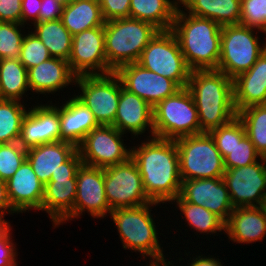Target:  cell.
<instances>
[{
    "label": "cell",
    "instance_id": "836d02e7",
    "mask_svg": "<svg viewBox=\"0 0 266 266\" xmlns=\"http://www.w3.org/2000/svg\"><path fill=\"white\" fill-rule=\"evenodd\" d=\"M22 103L0 100V144L19 141L22 121L28 112Z\"/></svg>",
    "mask_w": 266,
    "mask_h": 266
},
{
    "label": "cell",
    "instance_id": "7c38bea8",
    "mask_svg": "<svg viewBox=\"0 0 266 266\" xmlns=\"http://www.w3.org/2000/svg\"><path fill=\"white\" fill-rule=\"evenodd\" d=\"M104 187L111 210L152 202L144 190L137 164L131 158L125 163L104 168Z\"/></svg>",
    "mask_w": 266,
    "mask_h": 266
},
{
    "label": "cell",
    "instance_id": "f5cc1de1",
    "mask_svg": "<svg viewBox=\"0 0 266 266\" xmlns=\"http://www.w3.org/2000/svg\"><path fill=\"white\" fill-rule=\"evenodd\" d=\"M0 100H2V94H1V90H0Z\"/></svg>",
    "mask_w": 266,
    "mask_h": 266
},
{
    "label": "cell",
    "instance_id": "d590c367",
    "mask_svg": "<svg viewBox=\"0 0 266 266\" xmlns=\"http://www.w3.org/2000/svg\"><path fill=\"white\" fill-rule=\"evenodd\" d=\"M22 24L0 22V59H19L25 34Z\"/></svg>",
    "mask_w": 266,
    "mask_h": 266
},
{
    "label": "cell",
    "instance_id": "52a82bcc",
    "mask_svg": "<svg viewBox=\"0 0 266 266\" xmlns=\"http://www.w3.org/2000/svg\"><path fill=\"white\" fill-rule=\"evenodd\" d=\"M181 180L222 178L224 159L208 132L175 140Z\"/></svg>",
    "mask_w": 266,
    "mask_h": 266
},
{
    "label": "cell",
    "instance_id": "ac0fdd59",
    "mask_svg": "<svg viewBox=\"0 0 266 266\" xmlns=\"http://www.w3.org/2000/svg\"><path fill=\"white\" fill-rule=\"evenodd\" d=\"M39 104L28 108L22 121L19 144L25 148L61 141L59 105Z\"/></svg>",
    "mask_w": 266,
    "mask_h": 266
},
{
    "label": "cell",
    "instance_id": "d6a6232c",
    "mask_svg": "<svg viewBox=\"0 0 266 266\" xmlns=\"http://www.w3.org/2000/svg\"><path fill=\"white\" fill-rule=\"evenodd\" d=\"M237 117L256 151L266 157V104L244 108L237 113Z\"/></svg>",
    "mask_w": 266,
    "mask_h": 266
},
{
    "label": "cell",
    "instance_id": "ffe728a7",
    "mask_svg": "<svg viewBox=\"0 0 266 266\" xmlns=\"http://www.w3.org/2000/svg\"><path fill=\"white\" fill-rule=\"evenodd\" d=\"M113 126L120 132L137 137L147 131L154 137L153 107L124 87L121 88L119 104Z\"/></svg>",
    "mask_w": 266,
    "mask_h": 266
},
{
    "label": "cell",
    "instance_id": "f546056e",
    "mask_svg": "<svg viewBox=\"0 0 266 266\" xmlns=\"http://www.w3.org/2000/svg\"><path fill=\"white\" fill-rule=\"evenodd\" d=\"M32 31L46 46L50 55L55 58L69 60L73 36L63 25L61 19L37 22Z\"/></svg>",
    "mask_w": 266,
    "mask_h": 266
},
{
    "label": "cell",
    "instance_id": "9a60e30c",
    "mask_svg": "<svg viewBox=\"0 0 266 266\" xmlns=\"http://www.w3.org/2000/svg\"><path fill=\"white\" fill-rule=\"evenodd\" d=\"M68 63L76 76L115 72L108 64L104 45V26L84 30L73 36Z\"/></svg>",
    "mask_w": 266,
    "mask_h": 266
},
{
    "label": "cell",
    "instance_id": "d4e9b609",
    "mask_svg": "<svg viewBox=\"0 0 266 266\" xmlns=\"http://www.w3.org/2000/svg\"><path fill=\"white\" fill-rule=\"evenodd\" d=\"M76 151V145L58 141L28 148L26 159L38 179L45 185L50 181L51 175L60 168V164L66 162Z\"/></svg>",
    "mask_w": 266,
    "mask_h": 266
},
{
    "label": "cell",
    "instance_id": "9c48e42d",
    "mask_svg": "<svg viewBox=\"0 0 266 266\" xmlns=\"http://www.w3.org/2000/svg\"><path fill=\"white\" fill-rule=\"evenodd\" d=\"M137 63L175 81L181 88L187 87L191 70L171 30L158 31L143 50Z\"/></svg>",
    "mask_w": 266,
    "mask_h": 266
},
{
    "label": "cell",
    "instance_id": "484cf974",
    "mask_svg": "<svg viewBox=\"0 0 266 266\" xmlns=\"http://www.w3.org/2000/svg\"><path fill=\"white\" fill-rule=\"evenodd\" d=\"M77 193L76 178H51L44 185L41 211L57 225L73 210Z\"/></svg>",
    "mask_w": 266,
    "mask_h": 266
},
{
    "label": "cell",
    "instance_id": "44dd1931",
    "mask_svg": "<svg viewBox=\"0 0 266 266\" xmlns=\"http://www.w3.org/2000/svg\"><path fill=\"white\" fill-rule=\"evenodd\" d=\"M237 113L249 106L266 104V50L253 66L233 79Z\"/></svg>",
    "mask_w": 266,
    "mask_h": 266
},
{
    "label": "cell",
    "instance_id": "60d3db41",
    "mask_svg": "<svg viewBox=\"0 0 266 266\" xmlns=\"http://www.w3.org/2000/svg\"><path fill=\"white\" fill-rule=\"evenodd\" d=\"M8 223L1 231H0V266H17V249L16 243L12 239L10 233L12 228ZM13 242V243H12Z\"/></svg>",
    "mask_w": 266,
    "mask_h": 266
},
{
    "label": "cell",
    "instance_id": "4dcf8cb0",
    "mask_svg": "<svg viewBox=\"0 0 266 266\" xmlns=\"http://www.w3.org/2000/svg\"><path fill=\"white\" fill-rule=\"evenodd\" d=\"M0 90L2 100L20 102L25 92L30 90L27 68L19 59H0Z\"/></svg>",
    "mask_w": 266,
    "mask_h": 266
},
{
    "label": "cell",
    "instance_id": "4316f807",
    "mask_svg": "<svg viewBox=\"0 0 266 266\" xmlns=\"http://www.w3.org/2000/svg\"><path fill=\"white\" fill-rule=\"evenodd\" d=\"M184 11L208 18L221 26L240 24L241 0H179Z\"/></svg>",
    "mask_w": 266,
    "mask_h": 266
},
{
    "label": "cell",
    "instance_id": "8d00e7d4",
    "mask_svg": "<svg viewBox=\"0 0 266 266\" xmlns=\"http://www.w3.org/2000/svg\"><path fill=\"white\" fill-rule=\"evenodd\" d=\"M27 149L19 141L0 144V179L7 182L26 160Z\"/></svg>",
    "mask_w": 266,
    "mask_h": 266
},
{
    "label": "cell",
    "instance_id": "7bdbcfd3",
    "mask_svg": "<svg viewBox=\"0 0 266 266\" xmlns=\"http://www.w3.org/2000/svg\"><path fill=\"white\" fill-rule=\"evenodd\" d=\"M22 0H0V22L21 24Z\"/></svg>",
    "mask_w": 266,
    "mask_h": 266
},
{
    "label": "cell",
    "instance_id": "e0dca14e",
    "mask_svg": "<svg viewBox=\"0 0 266 266\" xmlns=\"http://www.w3.org/2000/svg\"><path fill=\"white\" fill-rule=\"evenodd\" d=\"M179 196L215 213L225 223L234 210L223 178L183 180Z\"/></svg>",
    "mask_w": 266,
    "mask_h": 266
},
{
    "label": "cell",
    "instance_id": "c3c4849f",
    "mask_svg": "<svg viewBox=\"0 0 266 266\" xmlns=\"http://www.w3.org/2000/svg\"><path fill=\"white\" fill-rule=\"evenodd\" d=\"M219 258H214V257H210V256H204V255H196V257H193L192 262L187 263V266H223V264H221V262L219 261ZM186 266V265H185Z\"/></svg>",
    "mask_w": 266,
    "mask_h": 266
},
{
    "label": "cell",
    "instance_id": "603a6c76",
    "mask_svg": "<svg viewBox=\"0 0 266 266\" xmlns=\"http://www.w3.org/2000/svg\"><path fill=\"white\" fill-rule=\"evenodd\" d=\"M28 86L37 94L55 93L69 84L75 85L76 75L67 60L51 57L27 70Z\"/></svg>",
    "mask_w": 266,
    "mask_h": 266
},
{
    "label": "cell",
    "instance_id": "f1b7e54d",
    "mask_svg": "<svg viewBox=\"0 0 266 266\" xmlns=\"http://www.w3.org/2000/svg\"><path fill=\"white\" fill-rule=\"evenodd\" d=\"M179 0H130L129 18L155 26L159 31L171 30Z\"/></svg>",
    "mask_w": 266,
    "mask_h": 266
},
{
    "label": "cell",
    "instance_id": "1f68e13d",
    "mask_svg": "<svg viewBox=\"0 0 266 266\" xmlns=\"http://www.w3.org/2000/svg\"><path fill=\"white\" fill-rule=\"evenodd\" d=\"M173 203L176 202L177 207L185 216V221L187 225L195 229L197 232L207 233L210 235L220 232L223 230L225 233V222L217 216L215 213L210 212L206 208L195 205L193 203L186 202L180 196L175 198Z\"/></svg>",
    "mask_w": 266,
    "mask_h": 266
},
{
    "label": "cell",
    "instance_id": "3957f363",
    "mask_svg": "<svg viewBox=\"0 0 266 266\" xmlns=\"http://www.w3.org/2000/svg\"><path fill=\"white\" fill-rule=\"evenodd\" d=\"M222 26L208 18H201L181 10L179 5L171 31L176 36L188 68L217 69L220 58Z\"/></svg>",
    "mask_w": 266,
    "mask_h": 266
},
{
    "label": "cell",
    "instance_id": "d6986e66",
    "mask_svg": "<svg viewBox=\"0 0 266 266\" xmlns=\"http://www.w3.org/2000/svg\"><path fill=\"white\" fill-rule=\"evenodd\" d=\"M6 185L9 201L17 213L41 210L44 184L38 179L27 159Z\"/></svg>",
    "mask_w": 266,
    "mask_h": 266
},
{
    "label": "cell",
    "instance_id": "f907efd6",
    "mask_svg": "<svg viewBox=\"0 0 266 266\" xmlns=\"http://www.w3.org/2000/svg\"><path fill=\"white\" fill-rule=\"evenodd\" d=\"M10 222L8 220L6 221L5 219L0 218V231Z\"/></svg>",
    "mask_w": 266,
    "mask_h": 266
},
{
    "label": "cell",
    "instance_id": "4fadbf2b",
    "mask_svg": "<svg viewBox=\"0 0 266 266\" xmlns=\"http://www.w3.org/2000/svg\"><path fill=\"white\" fill-rule=\"evenodd\" d=\"M260 161L227 169L223 174L234 208L265 206L266 157H261Z\"/></svg>",
    "mask_w": 266,
    "mask_h": 266
},
{
    "label": "cell",
    "instance_id": "30bf717a",
    "mask_svg": "<svg viewBox=\"0 0 266 266\" xmlns=\"http://www.w3.org/2000/svg\"><path fill=\"white\" fill-rule=\"evenodd\" d=\"M81 94L74 95L91 112L99 125H113L119 104L122 81L115 73L77 76L75 85Z\"/></svg>",
    "mask_w": 266,
    "mask_h": 266
},
{
    "label": "cell",
    "instance_id": "ab89813d",
    "mask_svg": "<svg viewBox=\"0 0 266 266\" xmlns=\"http://www.w3.org/2000/svg\"><path fill=\"white\" fill-rule=\"evenodd\" d=\"M240 24L266 35V0H241Z\"/></svg>",
    "mask_w": 266,
    "mask_h": 266
},
{
    "label": "cell",
    "instance_id": "74e56055",
    "mask_svg": "<svg viewBox=\"0 0 266 266\" xmlns=\"http://www.w3.org/2000/svg\"><path fill=\"white\" fill-rule=\"evenodd\" d=\"M52 56L41 40L31 31L25 34L20 49L19 61L27 68H32L50 59Z\"/></svg>",
    "mask_w": 266,
    "mask_h": 266
},
{
    "label": "cell",
    "instance_id": "5bb4252c",
    "mask_svg": "<svg viewBox=\"0 0 266 266\" xmlns=\"http://www.w3.org/2000/svg\"><path fill=\"white\" fill-rule=\"evenodd\" d=\"M76 182L74 208L57 226L69 219L79 218L85 211L92 218L101 219L112 211L106 198L103 168L81 164L77 169Z\"/></svg>",
    "mask_w": 266,
    "mask_h": 266
},
{
    "label": "cell",
    "instance_id": "bcb514c9",
    "mask_svg": "<svg viewBox=\"0 0 266 266\" xmlns=\"http://www.w3.org/2000/svg\"><path fill=\"white\" fill-rule=\"evenodd\" d=\"M40 8H41V0H22L21 24L26 26L27 21L28 22L32 21L30 22L31 24L37 23Z\"/></svg>",
    "mask_w": 266,
    "mask_h": 266
},
{
    "label": "cell",
    "instance_id": "f35d334b",
    "mask_svg": "<svg viewBox=\"0 0 266 266\" xmlns=\"http://www.w3.org/2000/svg\"><path fill=\"white\" fill-rule=\"evenodd\" d=\"M261 155L246 135L243 139H237L233 149L224 158L225 170L250 165L261 160Z\"/></svg>",
    "mask_w": 266,
    "mask_h": 266
},
{
    "label": "cell",
    "instance_id": "8992f818",
    "mask_svg": "<svg viewBox=\"0 0 266 266\" xmlns=\"http://www.w3.org/2000/svg\"><path fill=\"white\" fill-rule=\"evenodd\" d=\"M154 137L176 140L200 134L198 111L187 87L153 107Z\"/></svg>",
    "mask_w": 266,
    "mask_h": 266
},
{
    "label": "cell",
    "instance_id": "7dc6e473",
    "mask_svg": "<svg viewBox=\"0 0 266 266\" xmlns=\"http://www.w3.org/2000/svg\"><path fill=\"white\" fill-rule=\"evenodd\" d=\"M17 213L8 198L6 182L0 179V218L4 219L6 213Z\"/></svg>",
    "mask_w": 266,
    "mask_h": 266
},
{
    "label": "cell",
    "instance_id": "6da1fadb",
    "mask_svg": "<svg viewBox=\"0 0 266 266\" xmlns=\"http://www.w3.org/2000/svg\"><path fill=\"white\" fill-rule=\"evenodd\" d=\"M143 187L152 202H171L179 196L181 175L175 140L150 137L131 148Z\"/></svg>",
    "mask_w": 266,
    "mask_h": 266
},
{
    "label": "cell",
    "instance_id": "816d5d0a",
    "mask_svg": "<svg viewBox=\"0 0 266 266\" xmlns=\"http://www.w3.org/2000/svg\"><path fill=\"white\" fill-rule=\"evenodd\" d=\"M60 2H62L63 4H67L70 0H58Z\"/></svg>",
    "mask_w": 266,
    "mask_h": 266
},
{
    "label": "cell",
    "instance_id": "7402d4cb",
    "mask_svg": "<svg viewBox=\"0 0 266 266\" xmlns=\"http://www.w3.org/2000/svg\"><path fill=\"white\" fill-rule=\"evenodd\" d=\"M225 233L235 243L261 242L266 237V207L234 208L225 223Z\"/></svg>",
    "mask_w": 266,
    "mask_h": 266
},
{
    "label": "cell",
    "instance_id": "b9f144b4",
    "mask_svg": "<svg viewBox=\"0 0 266 266\" xmlns=\"http://www.w3.org/2000/svg\"><path fill=\"white\" fill-rule=\"evenodd\" d=\"M105 21L129 18L130 0H99Z\"/></svg>",
    "mask_w": 266,
    "mask_h": 266
},
{
    "label": "cell",
    "instance_id": "ee69618b",
    "mask_svg": "<svg viewBox=\"0 0 266 266\" xmlns=\"http://www.w3.org/2000/svg\"><path fill=\"white\" fill-rule=\"evenodd\" d=\"M64 5L65 4L58 0H41L38 22L61 19Z\"/></svg>",
    "mask_w": 266,
    "mask_h": 266
},
{
    "label": "cell",
    "instance_id": "83f0119b",
    "mask_svg": "<svg viewBox=\"0 0 266 266\" xmlns=\"http://www.w3.org/2000/svg\"><path fill=\"white\" fill-rule=\"evenodd\" d=\"M61 21L72 36L105 25L99 0H75L64 5Z\"/></svg>",
    "mask_w": 266,
    "mask_h": 266
},
{
    "label": "cell",
    "instance_id": "7a4b0ae2",
    "mask_svg": "<svg viewBox=\"0 0 266 266\" xmlns=\"http://www.w3.org/2000/svg\"><path fill=\"white\" fill-rule=\"evenodd\" d=\"M187 88L198 111L200 133L226 125L237 117L233 79L222 71L193 70Z\"/></svg>",
    "mask_w": 266,
    "mask_h": 266
},
{
    "label": "cell",
    "instance_id": "ba28073f",
    "mask_svg": "<svg viewBox=\"0 0 266 266\" xmlns=\"http://www.w3.org/2000/svg\"><path fill=\"white\" fill-rule=\"evenodd\" d=\"M254 30L241 24L222 26L217 70L234 79L253 66L266 50V42L261 46Z\"/></svg>",
    "mask_w": 266,
    "mask_h": 266
},
{
    "label": "cell",
    "instance_id": "277c9868",
    "mask_svg": "<svg viewBox=\"0 0 266 266\" xmlns=\"http://www.w3.org/2000/svg\"><path fill=\"white\" fill-rule=\"evenodd\" d=\"M158 204L151 202L137 207L115 208L109 214L117 226L123 248L139 252L144 259L147 256L151 259L150 263L165 258L156 223L150 213V208Z\"/></svg>",
    "mask_w": 266,
    "mask_h": 266
},
{
    "label": "cell",
    "instance_id": "f6af8a7d",
    "mask_svg": "<svg viewBox=\"0 0 266 266\" xmlns=\"http://www.w3.org/2000/svg\"><path fill=\"white\" fill-rule=\"evenodd\" d=\"M82 164L78 150L64 163L51 178H76L77 169Z\"/></svg>",
    "mask_w": 266,
    "mask_h": 266
},
{
    "label": "cell",
    "instance_id": "2e32d148",
    "mask_svg": "<svg viewBox=\"0 0 266 266\" xmlns=\"http://www.w3.org/2000/svg\"><path fill=\"white\" fill-rule=\"evenodd\" d=\"M115 73L125 89L152 107L181 89L175 81L147 70L137 62L122 65Z\"/></svg>",
    "mask_w": 266,
    "mask_h": 266
},
{
    "label": "cell",
    "instance_id": "681fc988",
    "mask_svg": "<svg viewBox=\"0 0 266 266\" xmlns=\"http://www.w3.org/2000/svg\"><path fill=\"white\" fill-rule=\"evenodd\" d=\"M171 264L172 262L170 263V261H167V259L163 258L158 261L149 263V266H170Z\"/></svg>",
    "mask_w": 266,
    "mask_h": 266
},
{
    "label": "cell",
    "instance_id": "5b68a950",
    "mask_svg": "<svg viewBox=\"0 0 266 266\" xmlns=\"http://www.w3.org/2000/svg\"><path fill=\"white\" fill-rule=\"evenodd\" d=\"M158 31L152 24L132 18L105 21L107 64L116 71L122 65L138 62L143 50Z\"/></svg>",
    "mask_w": 266,
    "mask_h": 266
},
{
    "label": "cell",
    "instance_id": "8fae6325",
    "mask_svg": "<svg viewBox=\"0 0 266 266\" xmlns=\"http://www.w3.org/2000/svg\"><path fill=\"white\" fill-rule=\"evenodd\" d=\"M123 135L113 125H100L92 129L77 146L82 164L104 169L128 161L131 149H126Z\"/></svg>",
    "mask_w": 266,
    "mask_h": 266
},
{
    "label": "cell",
    "instance_id": "e575fe53",
    "mask_svg": "<svg viewBox=\"0 0 266 266\" xmlns=\"http://www.w3.org/2000/svg\"><path fill=\"white\" fill-rule=\"evenodd\" d=\"M208 133L213 138L223 159L230 154L237 139H243L246 136L244 125L238 117H235L228 124L215 128Z\"/></svg>",
    "mask_w": 266,
    "mask_h": 266
},
{
    "label": "cell",
    "instance_id": "cb8c5ba5",
    "mask_svg": "<svg viewBox=\"0 0 266 266\" xmlns=\"http://www.w3.org/2000/svg\"><path fill=\"white\" fill-rule=\"evenodd\" d=\"M61 141L78 146L84 137L100 126L94 114L75 96L59 106Z\"/></svg>",
    "mask_w": 266,
    "mask_h": 266
}]
</instances>
